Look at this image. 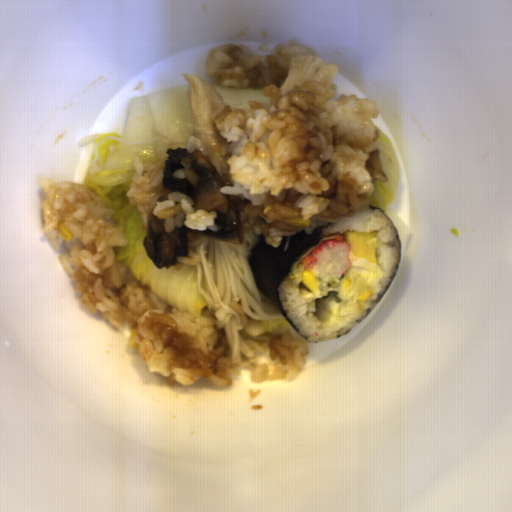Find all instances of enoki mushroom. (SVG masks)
Here are the masks:
<instances>
[{
  "label": "enoki mushroom",
  "mask_w": 512,
  "mask_h": 512,
  "mask_svg": "<svg viewBox=\"0 0 512 512\" xmlns=\"http://www.w3.org/2000/svg\"><path fill=\"white\" fill-rule=\"evenodd\" d=\"M243 244H231L187 231V256L176 258L195 266L196 285L223 329L233 363L252 371L256 366L277 363L270 359L264 322L284 317L277 305L258 289L250 265L249 250L263 237L254 229L243 232Z\"/></svg>",
  "instance_id": "enoki-mushroom-1"
},
{
  "label": "enoki mushroom",
  "mask_w": 512,
  "mask_h": 512,
  "mask_svg": "<svg viewBox=\"0 0 512 512\" xmlns=\"http://www.w3.org/2000/svg\"><path fill=\"white\" fill-rule=\"evenodd\" d=\"M181 74L187 85L185 96L193 124L192 135L185 149L190 153L195 150L202 153L215 167L224 186H234L229 177L231 168L221 151L224 137L215 122V117L226 105L216 88L204 78L186 72Z\"/></svg>",
  "instance_id": "enoki-mushroom-2"
},
{
  "label": "enoki mushroom",
  "mask_w": 512,
  "mask_h": 512,
  "mask_svg": "<svg viewBox=\"0 0 512 512\" xmlns=\"http://www.w3.org/2000/svg\"><path fill=\"white\" fill-rule=\"evenodd\" d=\"M339 66L324 63L316 55H299L291 58L288 74L280 89H291L301 86L305 81H318L324 88L332 87L337 79Z\"/></svg>",
  "instance_id": "enoki-mushroom-3"
}]
</instances>
